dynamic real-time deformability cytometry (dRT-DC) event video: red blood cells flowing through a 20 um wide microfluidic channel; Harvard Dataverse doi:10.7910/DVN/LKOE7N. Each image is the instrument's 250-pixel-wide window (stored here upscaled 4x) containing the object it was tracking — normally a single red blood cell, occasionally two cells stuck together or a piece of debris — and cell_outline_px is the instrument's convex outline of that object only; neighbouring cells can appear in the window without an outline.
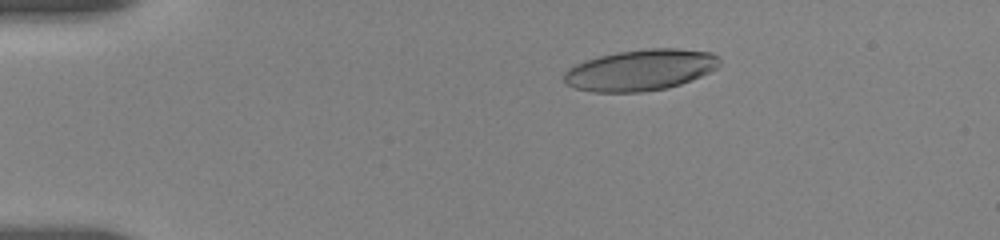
{"species": "human", "species_latin": "Homo sapiens", "temperature_condition": "room temperature", "stored_images_in_passage": 25, "camera_frame_rate_fps": 3000, "um_per_image_px": 0.085, "donor": {"sex": "female"}, "frame": {"image": 1, "passage_image": 15, "time_ms": 3.333, "image_size_px": [1000, 240], "cell_outline_px": [[720, 64], [716, 68], [700, 76], [680, 84], [668, 88], [644, 92], [592, 92], [576, 88], [564, 84], [564, 72], [568, 68], [584, 60], [600, 56], [620, 52], [648, 48], [676, 48], [712, 52], [720, 56]], "centroid_in_image_um": [54.43, 5.95], "position_along_channel_um": 30.6, "area_um2": 37.4}}